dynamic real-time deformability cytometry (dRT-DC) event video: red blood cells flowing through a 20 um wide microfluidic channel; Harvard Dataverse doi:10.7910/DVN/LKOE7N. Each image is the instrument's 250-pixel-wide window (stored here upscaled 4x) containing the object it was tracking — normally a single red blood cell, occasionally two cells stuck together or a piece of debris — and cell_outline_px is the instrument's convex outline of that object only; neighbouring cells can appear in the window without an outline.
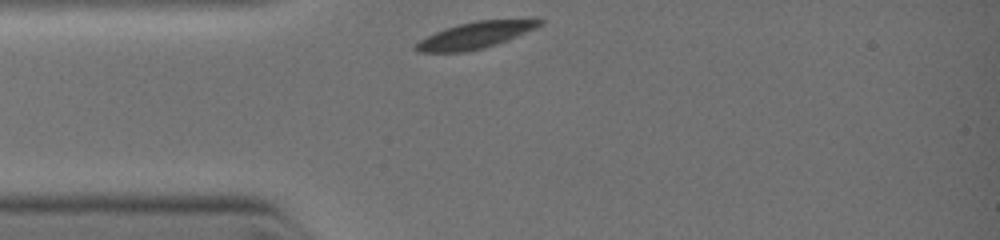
{"species": "common noctule bat (a hibernating species)", "species_latin": "Nyctalus noctula", "temperature_condition": "warm", "stored_images_in_passage": 6, "segment_of_instrument_passage": [2, 2], "camera_frame_rate_fps": 3000, "um_per_image_px": 0.085, "animal": {"sex": "female", "body_mass_g": 19.0, "forearm_length_mm": 51.5}, "frame": {"image": 1, "passage_image": 6, "time_ms": 3.667, "image_size_px": [1000, 240], "cell_outline_px": [[544, 24], [536, 28], [508, 40], [496, 44], [464, 52], [416, 52], [412, 48], [412, 44], [444, 28], [456, 24], [476, 20], [536, 16], [544, 20]], "centroid_in_image_um": [40.51, 2.93], "position_along_channel_um": 44.5, "area_um2": 20.0}}